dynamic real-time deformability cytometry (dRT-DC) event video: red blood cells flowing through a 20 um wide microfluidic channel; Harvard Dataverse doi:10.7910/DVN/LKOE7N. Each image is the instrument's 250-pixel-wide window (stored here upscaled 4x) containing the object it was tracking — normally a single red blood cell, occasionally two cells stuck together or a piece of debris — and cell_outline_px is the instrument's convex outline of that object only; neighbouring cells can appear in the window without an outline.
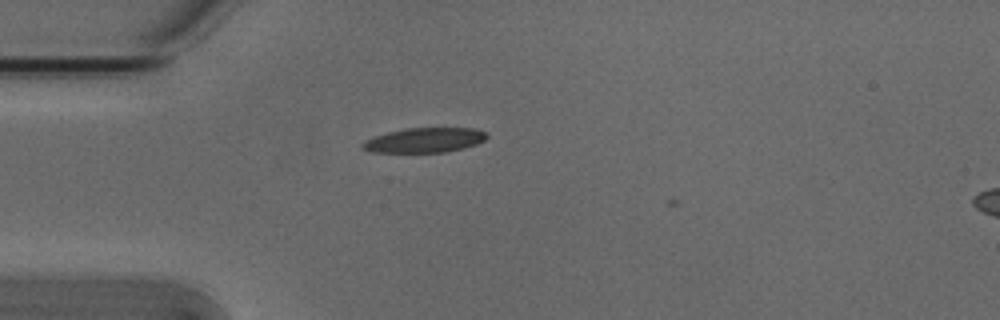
{"species": "Egyptian fruit bat (a non-hibernating species)", "species_latin": "Rousettus aegyptiacus", "temperature_condition": "cold", "stored_images_in_passage": 2, "camera_frame_rate_fps": 3000, "um_per_image_px": 0.085, "animal": {"sex": "male"}, "frame": {"image": 1, "passage_image": 1, "time_ms": 0.0, "image_size_px": [1000, 320], "cell_outline_px": [[488, 136], [484, 140], [476, 144], [464, 148], [444, 152], [372, 152], [360, 148], [360, 144], [364, 140], [372, 136], [404, 128], [472, 128], [484, 132]], "centroid_in_image_um": [36.01, 11.91], "position_along_channel_um": 49.0, "area_um2": 17.98}}